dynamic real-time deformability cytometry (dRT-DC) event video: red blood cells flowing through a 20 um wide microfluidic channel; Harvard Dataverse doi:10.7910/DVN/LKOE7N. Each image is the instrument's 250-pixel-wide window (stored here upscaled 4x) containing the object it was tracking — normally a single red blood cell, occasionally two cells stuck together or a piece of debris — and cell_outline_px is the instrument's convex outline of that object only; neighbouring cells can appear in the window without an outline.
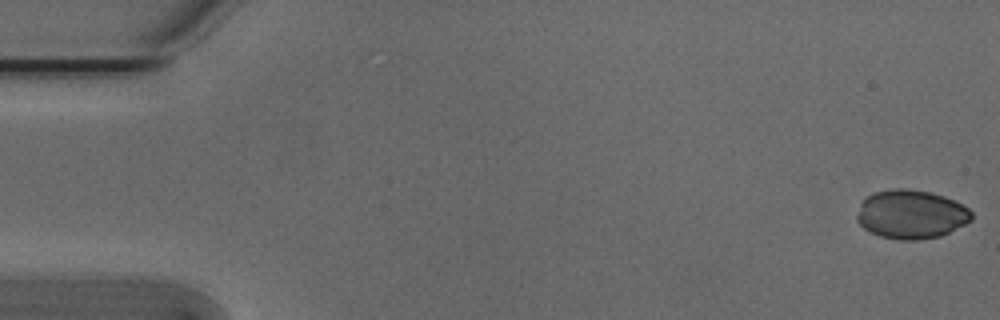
{"species": "Egyptian fruit bat (a non-hibernating species)", "species_latin": "Rousettus aegyptiacus", "temperature_condition": "cold", "stored_images_in_passage": 54, "camera_frame_rate_fps": 3000, "um_per_image_px": 0.085, "animal": {"sex": "male"}, "frame": {"image": 1, "passage_image": 1, "time_ms": 0.0, "image_size_px": [1000, 320], "cell_outline_px": [[972, 220], [940, 236], [916, 240], [900, 240], [880, 236], [864, 228], [856, 220], [856, 216], [860, 204], [868, 196], [876, 192], [896, 188], [908, 188], [928, 192], [944, 196], [968, 208], [972, 212]], "centroid_in_image_um": [77.43, 18.22], "position_along_channel_um": 7.6, "area_um2": 32.31}}
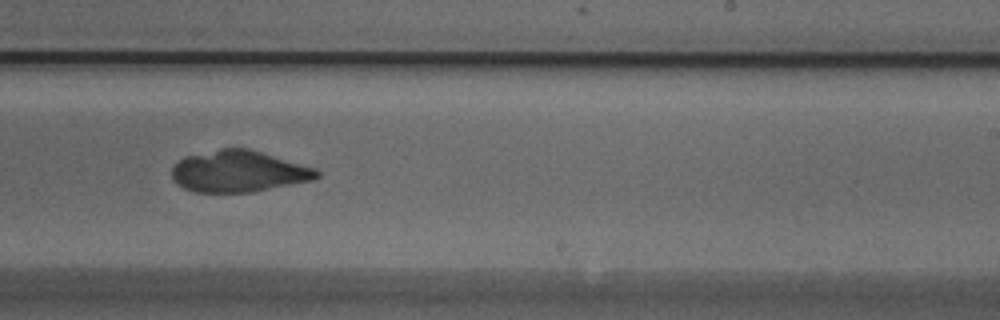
{"frame": {"image": 2, "passage_image": 33, "time_ms": 10.667, "image_size_px": [1000, 320], "cell_outline_px": [[320, 176], [312, 180], [252, 192], [196, 192], [184, 188], [172, 180], [172, 168], [184, 156], [220, 148], [248, 148], [316, 168], [320, 172]], "centroid_in_image_um": [20.27, 14.56], "position_along_channel_um": 268.7, "area_um2": 34.97}}
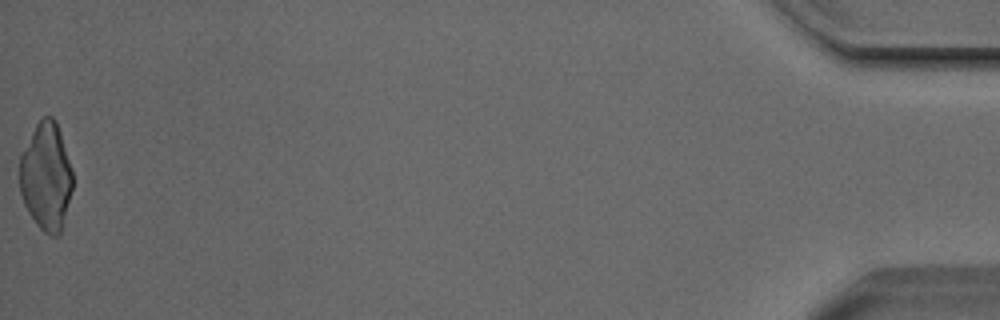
{"frame": {"image": 3, "passage_image": 54, "time_ms": 17.667, "image_size_px": [1000, 320], "cell_outline_px": [[72, 188], [60, 236], [52, 236], [44, 232], [36, 224], [28, 212], [24, 204], [20, 192], [20, 152], [36, 124], [44, 116], [52, 116], [56, 120], [72, 168]], "centroid_in_image_um": [3.91, 15.0], "position_along_channel_um": 431.3, "area_um2": 33.41}}